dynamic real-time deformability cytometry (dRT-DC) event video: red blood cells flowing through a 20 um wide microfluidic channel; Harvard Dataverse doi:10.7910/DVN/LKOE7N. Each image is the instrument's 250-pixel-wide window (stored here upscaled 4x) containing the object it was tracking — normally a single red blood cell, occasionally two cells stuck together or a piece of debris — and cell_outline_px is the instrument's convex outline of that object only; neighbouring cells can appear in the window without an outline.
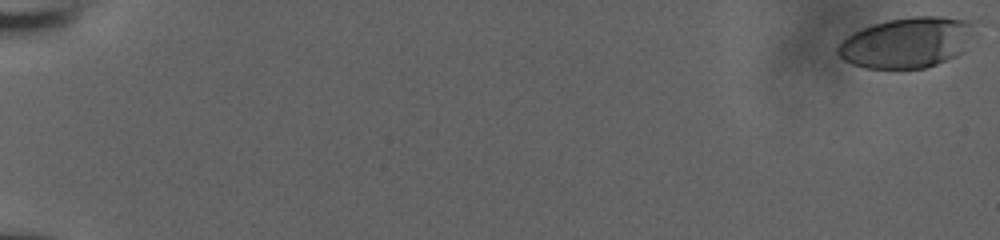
{"species": "human", "species_latin": "Homo sapiens", "temperature_condition": "room temperature", "stored_images_in_passage": 52, "camera_frame_rate_fps": 3000, "um_per_image_px": 0.085, "donor": {"sex": "male"}, "frame": {"image": 1, "passage_image": 1, "time_ms": 0.0, "image_size_px": [1000, 240], "cell_outline_px": [[972, 24], [964, 52], [956, 56], [936, 64], [924, 68], [864, 68], [852, 64], [844, 60], [836, 52], [836, 48], [848, 36], [864, 28], [888, 20], [912, 16], [940, 16], [968, 20]], "centroid_in_image_um": [77.06, 3.63], "position_along_channel_um": 7.9, "area_um2": 39.59}}
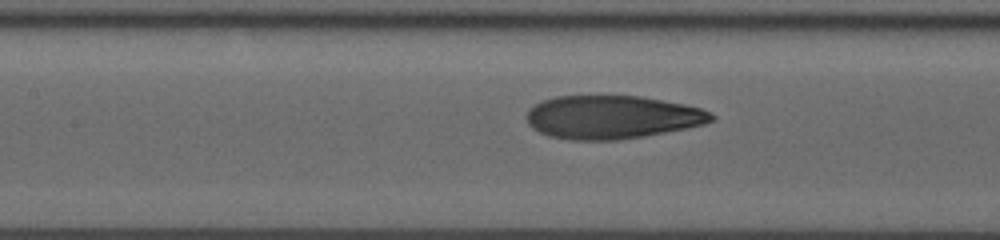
{"frame": {"image": 2, "passage_image": 30, "time_ms": 9.667, "image_size_px": [1000, 240], "cell_outline_px": [[716, 116], [712, 120], [704, 124], [644, 136], [620, 140], [568, 140], [548, 136], [532, 128], [528, 124], [528, 108], [544, 100], [556, 96], [640, 96], [684, 104], [700, 108]], "centroid_in_image_um": [51.99, 9.96], "position_along_channel_um": 155.4, "area_um2": 46.41}}
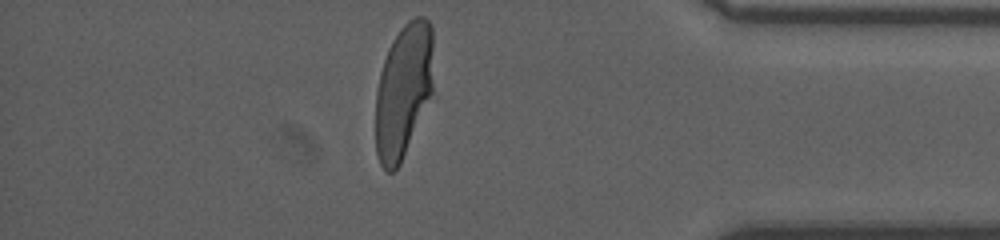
{"frame": {"image": 3, "passage_image": 51, "time_ms": 16.667, "image_size_px": [1000, 240], "cell_outline_px": [[432, 92], [400, 164], [392, 172], [388, 172], [380, 164], [376, 152], [376, 92], [380, 72], [388, 48], [392, 40], [400, 28], [408, 20], [416, 16], [424, 16], [428, 20], [432, 28]], "centroid_in_image_um": [34.27, 7.67], "position_along_channel_um": 400.9, "area_um2": 44.91}, "authors_computed_cell_mechanics": {"area_um2": 46.1533, "velocity_mm_per_s": 3.8659, "shape_relaxation_time_tau1_ms": 4.7577, "shape_relaxation_time_tau2_ms": 1.0039, "deformation_change_tau1": 0.2232, "deformation_change_tau2": 0.0774}}